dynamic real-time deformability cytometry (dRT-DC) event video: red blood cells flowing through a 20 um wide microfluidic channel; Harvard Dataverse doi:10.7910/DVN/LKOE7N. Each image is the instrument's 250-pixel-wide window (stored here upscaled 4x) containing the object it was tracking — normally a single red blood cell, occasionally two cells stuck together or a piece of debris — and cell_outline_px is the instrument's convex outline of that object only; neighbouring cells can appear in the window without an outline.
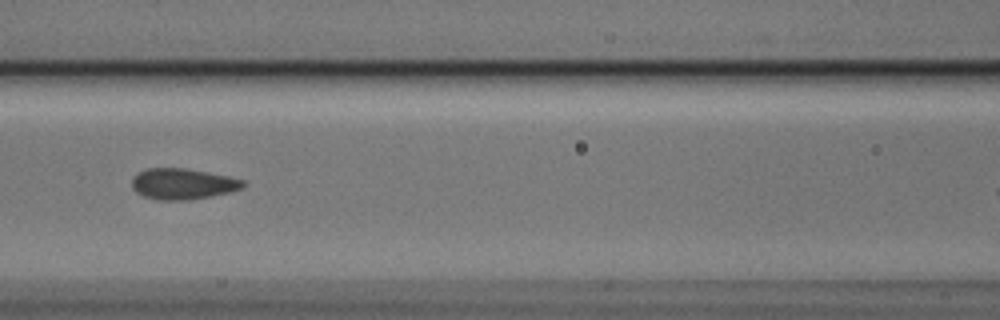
{"species": "Egyptian fruit bat (a non-hibernating species)", "species_latin": "Rousettus aegyptiacus", "temperature_condition": "cold", "stored_images_in_passage": 8, "camera_frame_rate_fps": 3000, "um_per_image_px": 0.085, "animal": {"sex": "male"}, "frame": {"image": 1, "passage_image": 5, "time_ms": 1.333, "image_size_px": [1000, 320], "cell_outline_px": [[248, 184], [244, 188], [232, 192], [212, 196], [188, 200], [160, 200], [144, 196], [136, 192], [132, 188], [132, 176], [148, 168], [180, 168], [228, 176], [244, 180]], "centroid_in_image_um": [15.57, 15.64], "position_along_channel_um": 151.0, "area_um2": 20.06}}
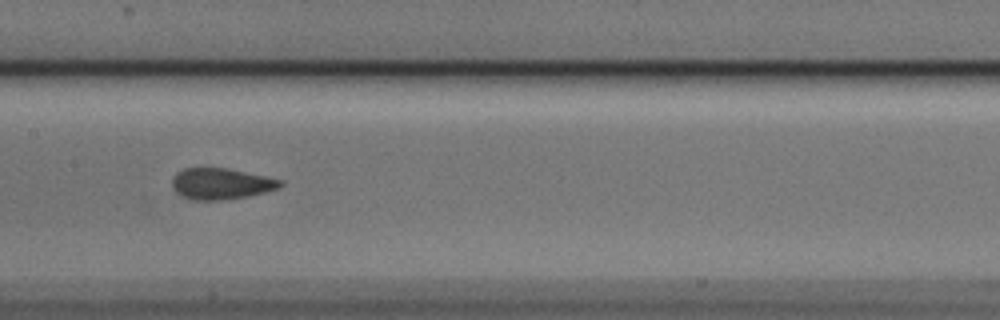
{"frame": {"image": 2, "passage_image": 6, "time_ms": 1.667, "image_size_px": [1000, 320], "cell_outline_px": [[284, 184], [276, 188], [264, 192], [248, 196], [224, 200], [192, 200], [176, 192], [172, 188], [172, 180], [176, 172], [184, 168], [224, 168], [264, 176], [280, 180]], "centroid_in_image_um": [18.73, 15.62], "position_along_channel_um": 188.7, "area_um2": 19.36}}
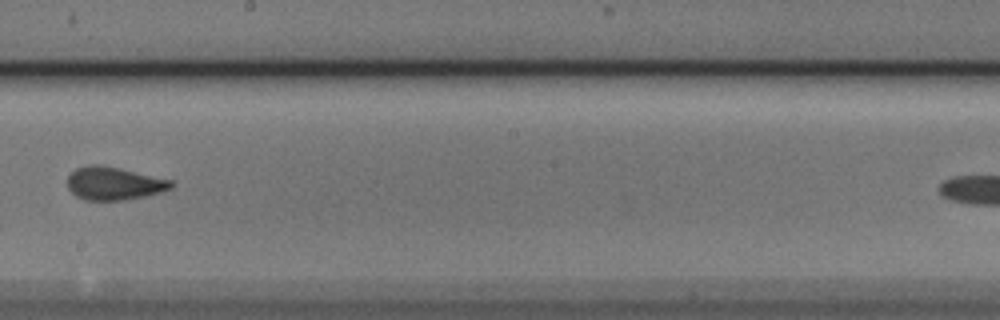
{"frame": {"image": 3, "passage_image": 7, "time_ms": 2.0, "image_size_px": [1000, 320], "cell_outline_px": [[176, 184], [172, 188], [148, 196], [124, 200], [84, 200], [76, 196], [68, 188], [68, 176], [76, 168], [88, 164], [100, 164], [120, 168], [172, 180]], "centroid_in_image_um": [9.7, 15.59], "position_along_channel_um": 238.5, "area_um2": 20.17}}